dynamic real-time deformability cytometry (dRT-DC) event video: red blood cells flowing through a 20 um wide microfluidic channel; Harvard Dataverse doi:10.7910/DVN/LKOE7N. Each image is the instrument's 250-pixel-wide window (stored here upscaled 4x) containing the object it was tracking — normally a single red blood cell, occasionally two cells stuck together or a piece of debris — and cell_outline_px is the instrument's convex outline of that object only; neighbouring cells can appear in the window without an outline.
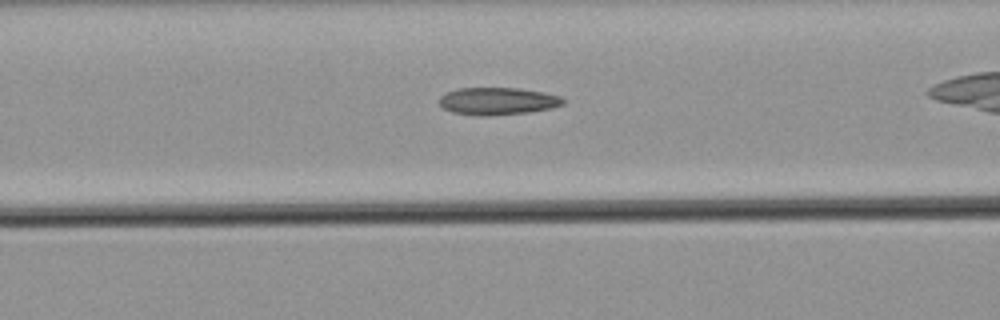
{"species": "common noctule bat (a hibernating species)", "species_latin": "Nyctalus noctula", "temperature_condition": "warm", "stored_images_in_passage": 38, "camera_frame_rate_fps": 3000, "um_per_image_px": 0.085, "animal": {"sex": "male", "body_mass_g": 21.5, "forearm_length_mm": 52.0}, "frame": {"image": 1, "passage_image": 18, "time_ms": 5.667, "image_size_px": [1000, 320], "cell_outline_px": [[564, 104], [552, 108], [528, 112], [488, 116], [480, 116], [452, 112], [444, 108], [440, 104], [440, 96], [456, 88], [520, 88], [560, 96], [564, 100]], "centroid_in_image_um": [42.29, 8.6], "position_along_channel_um": 124.3, "area_um2": 19.65}}
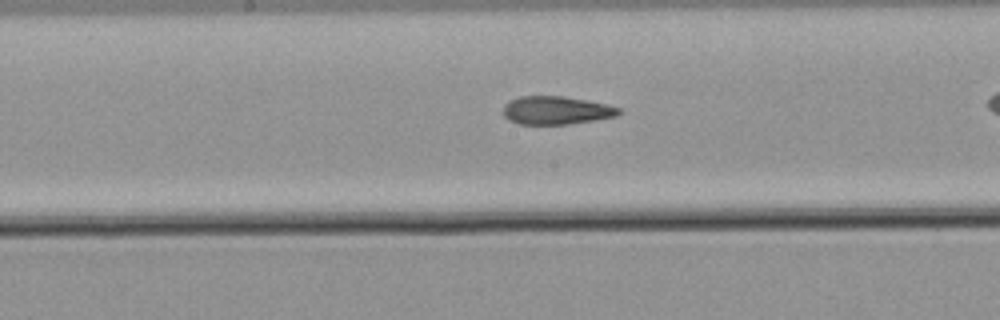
{"frame": {"image": 2, "passage_image": 24, "time_ms": 7.667, "image_size_px": [1000, 320], "cell_outline_px": [[620, 112], [616, 116], [596, 120], [568, 124], [520, 124], [508, 120], [504, 116], [504, 104], [520, 96], [564, 96], [604, 104], [620, 108]], "centroid_in_image_um": [47.25, 9.38], "position_along_channel_um": 200.9, "area_um2": 18.79}}
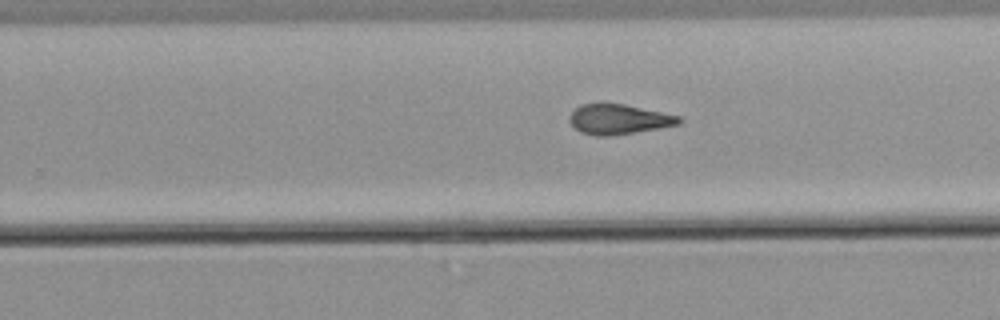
{"frame": {"image": 3, "passage_image": 30, "time_ms": 9.667, "image_size_px": [1000, 320], "cell_outline_px": [[684, 120], [680, 124], [636, 132], [608, 136], [596, 136], [580, 132], [568, 120], [568, 116], [580, 104], [600, 100], [604, 100], [624, 104], [680, 116]], "centroid_in_image_um": [52.54, 10.09], "position_along_channel_um": 277.3, "area_um2": 19.71}}